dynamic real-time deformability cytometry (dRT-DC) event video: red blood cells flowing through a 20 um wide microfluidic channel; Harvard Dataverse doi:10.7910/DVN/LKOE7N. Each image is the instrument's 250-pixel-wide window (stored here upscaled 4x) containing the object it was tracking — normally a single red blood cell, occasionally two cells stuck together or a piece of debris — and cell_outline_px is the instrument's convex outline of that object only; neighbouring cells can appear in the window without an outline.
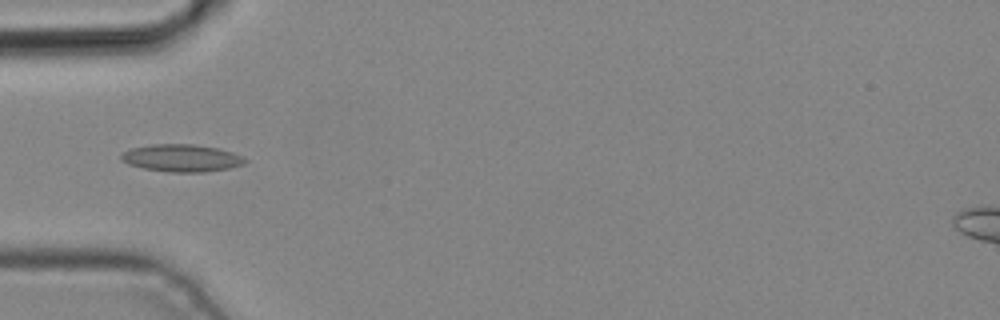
{"species": "common noctule bat (a hibernating species)", "species_latin": "Nyctalus noctula", "temperature_condition": "cold", "stored_images_in_passage": 5, "camera_frame_rate_fps": 3000, "um_per_image_px": 0.085, "animal": {"sex": "male", "body_mass_g": 19.2, "forearm_length_mm": 51.8}, "frame": {"image": 1, "passage_image": 5, "time_ms": 1.333, "image_size_px": [1000, 320], "cell_outline_px": [[248, 160], [244, 164], [228, 168], [204, 172], [168, 172], [144, 168], [128, 164], [120, 160], [120, 156], [124, 152], [132, 148], [152, 144], [192, 144], [220, 148], [232, 152]], "centroid_in_image_um": [15.43, 13.43], "position_along_channel_um": 69.6, "area_um2": 19.71}}